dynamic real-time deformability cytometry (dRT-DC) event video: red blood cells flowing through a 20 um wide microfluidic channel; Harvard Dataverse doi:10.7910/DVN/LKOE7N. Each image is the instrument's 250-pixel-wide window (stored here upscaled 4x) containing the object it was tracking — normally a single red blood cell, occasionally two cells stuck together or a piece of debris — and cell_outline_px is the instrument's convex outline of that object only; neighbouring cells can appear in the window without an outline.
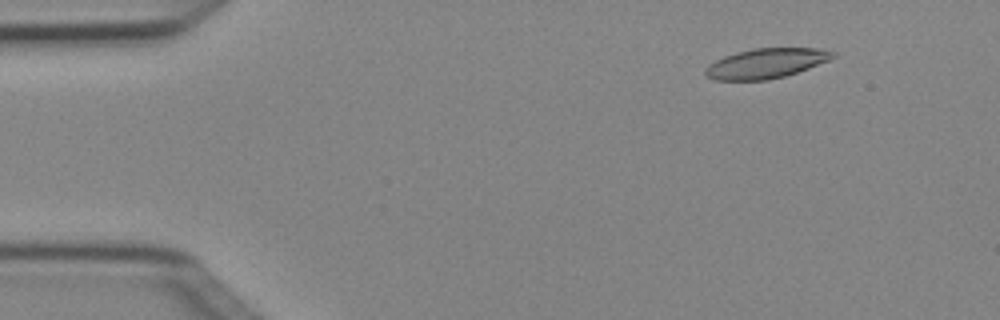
{"species": "Egyptian fruit bat (a non-hibernating species)", "species_latin": "Rousettus aegyptiacus", "temperature_condition": "cold", "stored_images_in_passage": 4, "camera_frame_rate_fps": 3000, "um_per_image_px": 0.085, "animal": {"sex": "female"}, "frame": {"image": 1, "passage_image": 1, "time_ms": 0.0, "image_size_px": [1000, 320], "cell_outline_px": [[836, 56], [828, 60], [808, 68], [784, 76], [768, 80], [716, 80], [708, 76], [704, 72], [704, 68], [708, 64], [724, 56], [736, 52], [752, 48], [820, 48], [836, 52]], "centroid_in_image_um": [65.1, 5.37], "position_along_channel_um": 19.9, "area_um2": 22.14}}
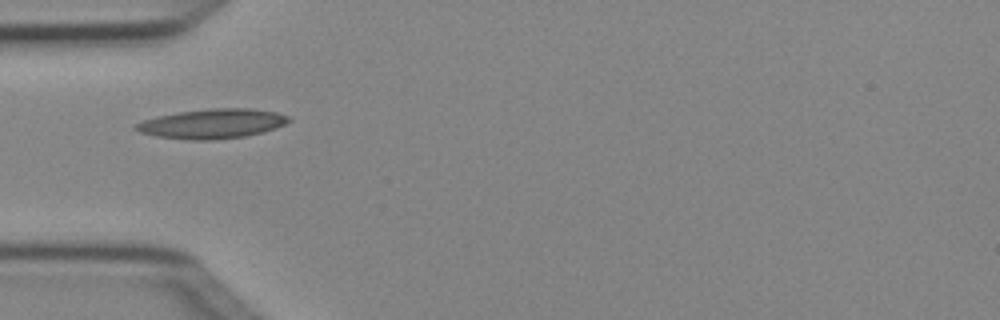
{"frame": {"image": 2, "passage_image": 4, "time_ms": 1.0, "image_size_px": [1000, 320], "cell_outline_px": [[292, 120], [276, 128], [244, 136], [212, 140], [188, 140], [156, 136], [140, 132], [132, 128], [136, 124], [144, 120], [176, 112], [212, 108], [252, 108], [276, 112], [288, 116]], "centroid_in_image_um": [18.04, 10.51], "position_along_channel_um": 67.0, "area_um2": 26.24}}